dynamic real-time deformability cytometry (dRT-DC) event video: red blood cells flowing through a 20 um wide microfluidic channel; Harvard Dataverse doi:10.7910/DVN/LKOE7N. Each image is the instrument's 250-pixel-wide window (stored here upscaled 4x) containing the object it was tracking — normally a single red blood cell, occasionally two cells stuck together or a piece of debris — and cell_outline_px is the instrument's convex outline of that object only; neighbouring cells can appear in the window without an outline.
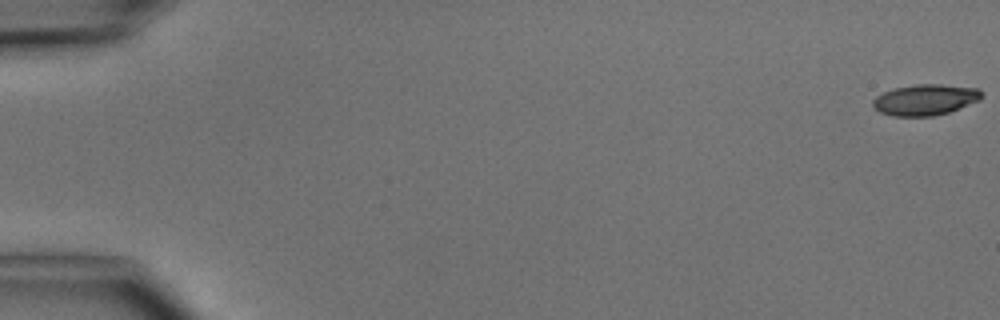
{"species": "common noctule bat (a hibernating species)", "species_latin": "Nyctalus noctula", "temperature_condition": "cold", "stored_images_in_passage": 4, "camera_frame_rate_fps": 3000, "um_per_image_px": 0.085, "animal": {"sex": "male", "body_mass_g": 15.6}, "frame": {"image": 1, "passage_image": 1, "time_ms": 0.0, "image_size_px": [1000, 320], "cell_outline_px": [[984, 96], [980, 100], [948, 112], [932, 116], [892, 116], [880, 112], [872, 108], [872, 100], [876, 96], [892, 88], [916, 84], [940, 84], [980, 88]], "centroid_in_image_um": [78.63, 8.47], "position_along_channel_um": 6.4, "area_um2": 19.83}}